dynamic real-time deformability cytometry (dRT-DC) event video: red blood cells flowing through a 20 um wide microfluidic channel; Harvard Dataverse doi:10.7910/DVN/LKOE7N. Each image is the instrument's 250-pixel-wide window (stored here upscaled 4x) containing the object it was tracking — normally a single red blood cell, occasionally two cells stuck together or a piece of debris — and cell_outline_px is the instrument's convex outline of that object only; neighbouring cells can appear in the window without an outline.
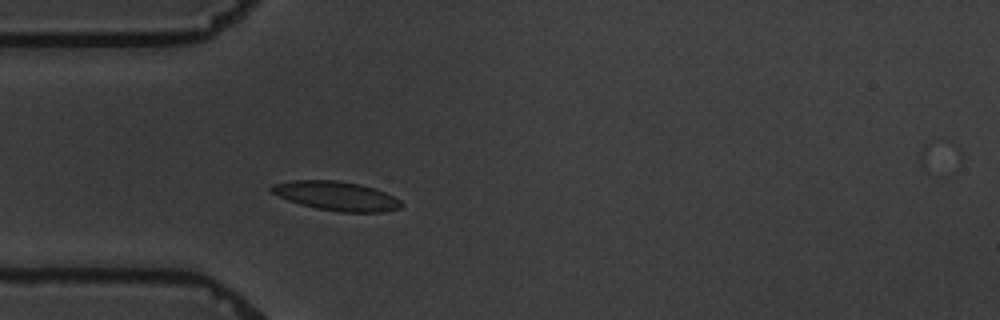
{"species": "common noctule bat (a hibernating species)", "species_latin": "Nyctalus noctula", "temperature_condition": "warm", "stored_images_in_passage": 4, "camera_frame_rate_fps": 3000, "um_per_image_px": 0.085, "animal": {"sex": "male", "body_mass_g": 19.5, "forearm_length_mm": 54.6}, "frame": {"image": 1, "passage_image": 4, "time_ms": 3.333, "image_size_px": [1000, 320], "cell_outline_px": [[404, 204], [400, 208], [380, 212], [340, 212], [316, 208], [300, 204], [288, 200], [268, 192], [268, 188], [272, 184], [292, 180], [336, 180], [360, 184], [384, 192], [400, 200]], "centroid_in_image_um": [28.53, 16.65], "position_along_channel_um": 56.5, "area_um2": 22.08}}